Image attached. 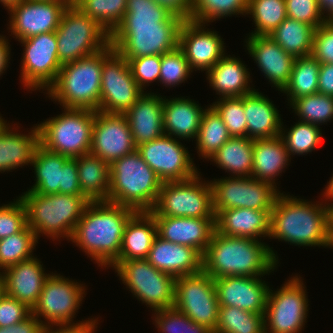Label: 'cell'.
Returning <instances> with one entry per match:
<instances>
[{"instance_id": "1", "label": "cell", "mask_w": 333, "mask_h": 333, "mask_svg": "<svg viewBox=\"0 0 333 333\" xmlns=\"http://www.w3.org/2000/svg\"><path fill=\"white\" fill-rule=\"evenodd\" d=\"M183 22L154 0H127L126 14L110 34V45L127 61L161 56L178 47Z\"/></svg>"}, {"instance_id": "2", "label": "cell", "mask_w": 333, "mask_h": 333, "mask_svg": "<svg viewBox=\"0 0 333 333\" xmlns=\"http://www.w3.org/2000/svg\"><path fill=\"white\" fill-rule=\"evenodd\" d=\"M136 213L107 201H90L76 224L70 241L101 268H109L119 257L124 230Z\"/></svg>"}, {"instance_id": "3", "label": "cell", "mask_w": 333, "mask_h": 333, "mask_svg": "<svg viewBox=\"0 0 333 333\" xmlns=\"http://www.w3.org/2000/svg\"><path fill=\"white\" fill-rule=\"evenodd\" d=\"M321 201L312 202L280 192L270 212L269 239L299 247L322 246L332 249L328 207L322 198Z\"/></svg>"}, {"instance_id": "4", "label": "cell", "mask_w": 333, "mask_h": 333, "mask_svg": "<svg viewBox=\"0 0 333 333\" xmlns=\"http://www.w3.org/2000/svg\"><path fill=\"white\" fill-rule=\"evenodd\" d=\"M279 264L273 248L246 237L222 235L214 231L202 256V270L213 279L226 276L263 277Z\"/></svg>"}, {"instance_id": "5", "label": "cell", "mask_w": 333, "mask_h": 333, "mask_svg": "<svg viewBox=\"0 0 333 333\" xmlns=\"http://www.w3.org/2000/svg\"><path fill=\"white\" fill-rule=\"evenodd\" d=\"M27 211V225L35 233L52 241L71 239L76 224L90 200L85 195L36 194L26 191L19 196ZM60 238V239H59Z\"/></svg>"}, {"instance_id": "6", "label": "cell", "mask_w": 333, "mask_h": 333, "mask_svg": "<svg viewBox=\"0 0 333 333\" xmlns=\"http://www.w3.org/2000/svg\"><path fill=\"white\" fill-rule=\"evenodd\" d=\"M107 202L136 212H150L158 199L162 181L146 164L137 150L110 165Z\"/></svg>"}, {"instance_id": "7", "label": "cell", "mask_w": 333, "mask_h": 333, "mask_svg": "<svg viewBox=\"0 0 333 333\" xmlns=\"http://www.w3.org/2000/svg\"><path fill=\"white\" fill-rule=\"evenodd\" d=\"M103 62L104 49L62 64L55 82L45 93L63 108L98 111Z\"/></svg>"}, {"instance_id": "8", "label": "cell", "mask_w": 333, "mask_h": 333, "mask_svg": "<svg viewBox=\"0 0 333 333\" xmlns=\"http://www.w3.org/2000/svg\"><path fill=\"white\" fill-rule=\"evenodd\" d=\"M61 109L62 114L37 124L40 145L48 151L69 158L90 154L95 111L63 107Z\"/></svg>"}, {"instance_id": "9", "label": "cell", "mask_w": 333, "mask_h": 333, "mask_svg": "<svg viewBox=\"0 0 333 333\" xmlns=\"http://www.w3.org/2000/svg\"><path fill=\"white\" fill-rule=\"evenodd\" d=\"M55 33L61 64L92 55L110 45V34L75 5L65 9Z\"/></svg>"}, {"instance_id": "10", "label": "cell", "mask_w": 333, "mask_h": 333, "mask_svg": "<svg viewBox=\"0 0 333 333\" xmlns=\"http://www.w3.org/2000/svg\"><path fill=\"white\" fill-rule=\"evenodd\" d=\"M197 174L185 181L162 183L153 217H189L215 219L212 187Z\"/></svg>"}, {"instance_id": "11", "label": "cell", "mask_w": 333, "mask_h": 333, "mask_svg": "<svg viewBox=\"0 0 333 333\" xmlns=\"http://www.w3.org/2000/svg\"><path fill=\"white\" fill-rule=\"evenodd\" d=\"M111 267L127 290L152 311L174 306L176 278L156 269L147 259L114 262Z\"/></svg>"}, {"instance_id": "12", "label": "cell", "mask_w": 333, "mask_h": 333, "mask_svg": "<svg viewBox=\"0 0 333 333\" xmlns=\"http://www.w3.org/2000/svg\"><path fill=\"white\" fill-rule=\"evenodd\" d=\"M85 285L70 280L63 275L53 272L46 278L37 304L32 309V314L43 325H78L93 324L97 319L88 318L75 323L73 321L85 294Z\"/></svg>"}, {"instance_id": "13", "label": "cell", "mask_w": 333, "mask_h": 333, "mask_svg": "<svg viewBox=\"0 0 333 333\" xmlns=\"http://www.w3.org/2000/svg\"><path fill=\"white\" fill-rule=\"evenodd\" d=\"M299 275L289 278L277 291L269 288L264 313L265 333H300L308 316L306 286Z\"/></svg>"}, {"instance_id": "14", "label": "cell", "mask_w": 333, "mask_h": 333, "mask_svg": "<svg viewBox=\"0 0 333 333\" xmlns=\"http://www.w3.org/2000/svg\"><path fill=\"white\" fill-rule=\"evenodd\" d=\"M142 93L127 60L111 45L104 48L99 111L124 114Z\"/></svg>"}, {"instance_id": "15", "label": "cell", "mask_w": 333, "mask_h": 333, "mask_svg": "<svg viewBox=\"0 0 333 333\" xmlns=\"http://www.w3.org/2000/svg\"><path fill=\"white\" fill-rule=\"evenodd\" d=\"M213 211L246 208L271 211L281 192L268 182L252 177H222L210 180Z\"/></svg>"}, {"instance_id": "16", "label": "cell", "mask_w": 333, "mask_h": 333, "mask_svg": "<svg viewBox=\"0 0 333 333\" xmlns=\"http://www.w3.org/2000/svg\"><path fill=\"white\" fill-rule=\"evenodd\" d=\"M173 307L215 331L220 306L212 276L201 270L177 277Z\"/></svg>"}, {"instance_id": "17", "label": "cell", "mask_w": 333, "mask_h": 333, "mask_svg": "<svg viewBox=\"0 0 333 333\" xmlns=\"http://www.w3.org/2000/svg\"><path fill=\"white\" fill-rule=\"evenodd\" d=\"M23 49L21 83L29 91L47 90L62 67L58 59L56 33L49 32L19 41Z\"/></svg>"}, {"instance_id": "18", "label": "cell", "mask_w": 333, "mask_h": 333, "mask_svg": "<svg viewBox=\"0 0 333 333\" xmlns=\"http://www.w3.org/2000/svg\"><path fill=\"white\" fill-rule=\"evenodd\" d=\"M186 149L179 139L166 134L136 148L163 183L185 181L201 173Z\"/></svg>"}, {"instance_id": "19", "label": "cell", "mask_w": 333, "mask_h": 333, "mask_svg": "<svg viewBox=\"0 0 333 333\" xmlns=\"http://www.w3.org/2000/svg\"><path fill=\"white\" fill-rule=\"evenodd\" d=\"M35 183L28 191L36 194L84 195L78 178L76 158L53 153L39 145L31 163Z\"/></svg>"}, {"instance_id": "20", "label": "cell", "mask_w": 333, "mask_h": 333, "mask_svg": "<svg viewBox=\"0 0 333 333\" xmlns=\"http://www.w3.org/2000/svg\"><path fill=\"white\" fill-rule=\"evenodd\" d=\"M68 6L62 2L21 0L7 9L9 32L17 41L54 32ZM11 30V31H10ZM15 36V37H14Z\"/></svg>"}, {"instance_id": "21", "label": "cell", "mask_w": 333, "mask_h": 333, "mask_svg": "<svg viewBox=\"0 0 333 333\" xmlns=\"http://www.w3.org/2000/svg\"><path fill=\"white\" fill-rule=\"evenodd\" d=\"M136 148L124 114L95 111L90 154L110 165Z\"/></svg>"}, {"instance_id": "22", "label": "cell", "mask_w": 333, "mask_h": 333, "mask_svg": "<svg viewBox=\"0 0 333 333\" xmlns=\"http://www.w3.org/2000/svg\"><path fill=\"white\" fill-rule=\"evenodd\" d=\"M224 45L217 31L207 29L205 23L185 20L181 25L178 47L192 71L207 73L225 55Z\"/></svg>"}, {"instance_id": "23", "label": "cell", "mask_w": 333, "mask_h": 333, "mask_svg": "<svg viewBox=\"0 0 333 333\" xmlns=\"http://www.w3.org/2000/svg\"><path fill=\"white\" fill-rule=\"evenodd\" d=\"M213 280L219 306H233L264 316L270 286L262 277L226 276Z\"/></svg>"}, {"instance_id": "24", "label": "cell", "mask_w": 333, "mask_h": 333, "mask_svg": "<svg viewBox=\"0 0 333 333\" xmlns=\"http://www.w3.org/2000/svg\"><path fill=\"white\" fill-rule=\"evenodd\" d=\"M248 36L245 47L249 55L272 87L282 92L290 80L295 57L286 53L269 35Z\"/></svg>"}, {"instance_id": "25", "label": "cell", "mask_w": 333, "mask_h": 333, "mask_svg": "<svg viewBox=\"0 0 333 333\" xmlns=\"http://www.w3.org/2000/svg\"><path fill=\"white\" fill-rule=\"evenodd\" d=\"M157 236L195 248L202 256L216 230L215 219L189 217H154Z\"/></svg>"}, {"instance_id": "26", "label": "cell", "mask_w": 333, "mask_h": 333, "mask_svg": "<svg viewBox=\"0 0 333 333\" xmlns=\"http://www.w3.org/2000/svg\"><path fill=\"white\" fill-rule=\"evenodd\" d=\"M39 258L33 256L4 269L1 274L6 294L25 303L30 309L37 304L44 281L50 275Z\"/></svg>"}, {"instance_id": "27", "label": "cell", "mask_w": 333, "mask_h": 333, "mask_svg": "<svg viewBox=\"0 0 333 333\" xmlns=\"http://www.w3.org/2000/svg\"><path fill=\"white\" fill-rule=\"evenodd\" d=\"M163 99L160 94L144 91L135 104L124 113L136 147L165 134Z\"/></svg>"}, {"instance_id": "28", "label": "cell", "mask_w": 333, "mask_h": 333, "mask_svg": "<svg viewBox=\"0 0 333 333\" xmlns=\"http://www.w3.org/2000/svg\"><path fill=\"white\" fill-rule=\"evenodd\" d=\"M147 261L174 278L202 270V255L195 248L172 243L159 236L152 243Z\"/></svg>"}, {"instance_id": "29", "label": "cell", "mask_w": 333, "mask_h": 333, "mask_svg": "<svg viewBox=\"0 0 333 333\" xmlns=\"http://www.w3.org/2000/svg\"><path fill=\"white\" fill-rule=\"evenodd\" d=\"M36 125V126H35ZM28 134L11 126L7 120L0 124V172L8 173L32 163L36 148L40 145L38 125L35 124ZM14 127V128H12ZM19 132V133H18Z\"/></svg>"}, {"instance_id": "30", "label": "cell", "mask_w": 333, "mask_h": 333, "mask_svg": "<svg viewBox=\"0 0 333 333\" xmlns=\"http://www.w3.org/2000/svg\"><path fill=\"white\" fill-rule=\"evenodd\" d=\"M270 212L246 208L214 210L216 231L222 235L262 241V237L269 238L270 235Z\"/></svg>"}, {"instance_id": "31", "label": "cell", "mask_w": 333, "mask_h": 333, "mask_svg": "<svg viewBox=\"0 0 333 333\" xmlns=\"http://www.w3.org/2000/svg\"><path fill=\"white\" fill-rule=\"evenodd\" d=\"M205 108L186 97L163 99V125L166 135L182 141L197 138Z\"/></svg>"}, {"instance_id": "32", "label": "cell", "mask_w": 333, "mask_h": 333, "mask_svg": "<svg viewBox=\"0 0 333 333\" xmlns=\"http://www.w3.org/2000/svg\"><path fill=\"white\" fill-rule=\"evenodd\" d=\"M246 67L240 58L225 54L206 73V78L212 90L220 95L219 98L242 97L256 90L250 87L252 80Z\"/></svg>"}, {"instance_id": "33", "label": "cell", "mask_w": 333, "mask_h": 333, "mask_svg": "<svg viewBox=\"0 0 333 333\" xmlns=\"http://www.w3.org/2000/svg\"><path fill=\"white\" fill-rule=\"evenodd\" d=\"M243 107L248 138L256 140L280 135L283 119L268 96L255 90L243 96Z\"/></svg>"}, {"instance_id": "34", "label": "cell", "mask_w": 333, "mask_h": 333, "mask_svg": "<svg viewBox=\"0 0 333 333\" xmlns=\"http://www.w3.org/2000/svg\"><path fill=\"white\" fill-rule=\"evenodd\" d=\"M289 161L291 162V157L280 135L253 140L252 178L268 182L277 188L275 180L285 171Z\"/></svg>"}, {"instance_id": "35", "label": "cell", "mask_w": 333, "mask_h": 333, "mask_svg": "<svg viewBox=\"0 0 333 333\" xmlns=\"http://www.w3.org/2000/svg\"><path fill=\"white\" fill-rule=\"evenodd\" d=\"M157 236L155 218L150 212H136L127 222L119 257L115 262L147 259Z\"/></svg>"}, {"instance_id": "36", "label": "cell", "mask_w": 333, "mask_h": 333, "mask_svg": "<svg viewBox=\"0 0 333 333\" xmlns=\"http://www.w3.org/2000/svg\"><path fill=\"white\" fill-rule=\"evenodd\" d=\"M81 192L90 201H106L110 187V166L92 154L76 157Z\"/></svg>"}, {"instance_id": "37", "label": "cell", "mask_w": 333, "mask_h": 333, "mask_svg": "<svg viewBox=\"0 0 333 333\" xmlns=\"http://www.w3.org/2000/svg\"><path fill=\"white\" fill-rule=\"evenodd\" d=\"M209 160L225 172H230L232 177H251L253 140L248 137H231Z\"/></svg>"}, {"instance_id": "38", "label": "cell", "mask_w": 333, "mask_h": 333, "mask_svg": "<svg viewBox=\"0 0 333 333\" xmlns=\"http://www.w3.org/2000/svg\"><path fill=\"white\" fill-rule=\"evenodd\" d=\"M314 33L311 25L287 17L269 36L286 53L298 58L311 55Z\"/></svg>"}, {"instance_id": "39", "label": "cell", "mask_w": 333, "mask_h": 333, "mask_svg": "<svg viewBox=\"0 0 333 333\" xmlns=\"http://www.w3.org/2000/svg\"><path fill=\"white\" fill-rule=\"evenodd\" d=\"M320 64L312 55L295 58L290 80L282 91L289 104L297 98L318 93Z\"/></svg>"}, {"instance_id": "40", "label": "cell", "mask_w": 333, "mask_h": 333, "mask_svg": "<svg viewBox=\"0 0 333 333\" xmlns=\"http://www.w3.org/2000/svg\"><path fill=\"white\" fill-rule=\"evenodd\" d=\"M230 138L221 116L211 105L207 106L202 115L197 138L194 140L199 157L209 161V158Z\"/></svg>"}, {"instance_id": "41", "label": "cell", "mask_w": 333, "mask_h": 333, "mask_svg": "<svg viewBox=\"0 0 333 333\" xmlns=\"http://www.w3.org/2000/svg\"><path fill=\"white\" fill-rule=\"evenodd\" d=\"M214 333H265L264 316L233 306H220Z\"/></svg>"}, {"instance_id": "42", "label": "cell", "mask_w": 333, "mask_h": 333, "mask_svg": "<svg viewBox=\"0 0 333 333\" xmlns=\"http://www.w3.org/2000/svg\"><path fill=\"white\" fill-rule=\"evenodd\" d=\"M247 15L255 24L250 35H270L287 18L285 0H248Z\"/></svg>"}, {"instance_id": "43", "label": "cell", "mask_w": 333, "mask_h": 333, "mask_svg": "<svg viewBox=\"0 0 333 333\" xmlns=\"http://www.w3.org/2000/svg\"><path fill=\"white\" fill-rule=\"evenodd\" d=\"M283 124L282 122L280 137L290 157H293V155L310 154L313 150L318 148L323 141L322 130L319 125L298 120V122L288 130L283 127Z\"/></svg>"}, {"instance_id": "44", "label": "cell", "mask_w": 333, "mask_h": 333, "mask_svg": "<svg viewBox=\"0 0 333 333\" xmlns=\"http://www.w3.org/2000/svg\"><path fill=\"white\" fill-rule=\"evenodd\" d=\"M38 240L28 225L18 233L0 239V273L4 269L33 257Z\"/></svg>"}, {"instance_id": "45", "label": "cell", "mask_w": 333, "mask_h": 333, "mask_svg": "<svg viewBox=\"0 0 333 333\" xmlns=\"http://www.w3.org/2000/svg\"><path fill=\"white\" fill-rule=\"evenodd\" d=\"M75 6L111 34L126 14L127 0H78Z\"/></svg>"}, {"instance_id": "46", "label": "cell", "mask_w": 333, "mask_h": 333, "mask_svg": "<svg viewBox=\"0 0 333 333\" xmlns=\"http://www.w3.org/2000/svg\"><path fill=\"white\" fill-rule=\"evenodd\" d=\"M247 9L248 0H192L190 20L208 26V23L224 17L246 16Z\"/></svg>"}, {"instance_id": "47", "label": "cell", "mask_w": 333, "mask_h": 333, "mask_svg": "<svg viewBox=\"0 0 333 333\" xmlns=\"http://www.w3.org/2000/svg\"><path fill=\"white\" fill-rule=\"evenodd\" d=\"M289 106L302 122L320 126L333 120L332 96L315 93L297 98Z\"/></svg>"}, {"instance_id": "48", "label": "cell", "mask_w": 333, "mask_h": 333, "mask_svg": "<svg viewBox=\"0 0 333 333\" xmlns=\"http://www.w3.org/2000/svg\"><path fill=\"white\" fill-rule=\"evenodd\" d=\"M153 324L159 333H214L212 329L198 324L174 307L153 312Z\"/></svg>"}, {"instance_id": "49", "label": "cell", "mask_w": 333, "mask_h": 333, "mask_svg": "<svg viewBox=\"0 0 333 333\" xmlns=\"http://www.w3.org/2000/svg\"><path fill=\"white\" fill-rule=\"evenodd\" d=\"M221 116L231 137H247L243 96L220 98L211 105Z\"/></svg>"}, {"instance_id": "50", "label": "cell", "mask_w": 333, "mask_h": 333, "mask_svg": "<svg viewBox=\"0 0 333 333\" xmlns=\"http://www.w3.org/2000/svg\"><path fill=\"white\" fill-rule=\"evenodd\" d=\"M193 71L185 58L183 51L176 49L161 55V69L159 83L165 87H174L185 83Z\"/></svg>"}, {"instance_id": "51", "label": "cell", "mask_w": 333, "mask_h": 333, "mask_svg": "<svg viewBox=\"0 0 333 333\" xmlns=\"http://www.w3.org/2000/svg\"><path fill=\"white\" fill-rule=\"evenodd\" d=\"M27 226V211L20 197L0 206V239L21 232Z\"/></svg>"}, {"instance_id": "52", "label": "cell", "mask_w": 333, "mask_h": 333, "mask_svg": "<svg viewBox=\"0 0 333 333\" xmlns=\"http://www.w3.org/2000/svg\"><path fill=\"white\" fill-rule=\"evenodd\" d=\"M132 76L137 85L144 92L151 82H159L161 69V56L152 55L129 59L128 61Z\"/></svg>"}, {"instance_id": "53", "label": "cell", "mask_w": 333, "mask_h": 333, "mask_svg": "<svg viewBox=\"0 0 333 333\" xmlns=\"http://www.w3.org/2000/svg\"><path fill=\"white\" fill-rule=\"evenodd\" d=\"M287 17L318 28L327 20L322 15L318 0H285Z\"/></svg>"}, {"instance_id": "54", "label": "cell", "mask_w": 333, "mask_h": 333, "mask_svg": "<svg viewBox=\"0 0 333 333\" xmlns=\"http://www.w3.org/2000/svg\"><path fill=\"white\" fill-rule=\"evenodd\" d=\"M311 55L319 63L333 64V21H326L315 29Z\"/></svg>"}, {"instance_id": "55", "label": "cell", "mask_w": 333, "mask_h": 333, "mask_svg": "<svg viewBox=\"0 0 333 333\" xmlns=\"http://www.w3.org/2000/svg\"><path fill=\"white\" fill-rule=\"evenodd\" d=\"M31 313L32 309L25 303L19 302L7 294L0 300V326L2 327L17 324Z\"/></svg>"}, {"instance_id": "56", "label": "cell", "mask_w": 333, "mask_h": 333, "mask_svg": "<svg viewBox=\"0 0 333 333\" xmlns=\"http://www.w3.org/2000/svg\"><path fill=\"white\" fill-rule=\"evenodd\" d=\"M43 323L32 313L17 324L7 327L0 326V333H41Z\"/></svg>"}, {"instance_id": "57", "label": "cell", "mask_w": 333, "mask_h": 333, "mask_svg": "<svg viewBox=\"0 0 333 333\" xmlns=\"http://www.w3.org/2000/svg\"><path fill=\"white\" fill-rule=\"evenodd\" d=\"M169 13L182 20H190L192 0H154Z\"/></svg>"}, {"instance_id": "58", "label": "cell", "mask_w": 333, "mask_h": 333, "mask_svg": "<svg viewBox=\"0 0 333 333\" xmlns=\"http://www.w3.org/2000/svg\"><path fill=\"white\" fill-rule=\"evenodd\" d=\"M98 321L97 317V320L93 324L54 325V327L53 325H44L41 333H95L99 324Z\"/></svg>"}, {"instance_id": "59", "label": "cell", "mask_w": 333, "mask_h": 333, "mask_svg": "<svg viewBox=\"0 0 333 333\" xmlns=\"http://www.w3.org/2000/svg\"><path fill=\"white\" fill-rule=\"evenodd\" d=\"M318 93L333 97V64H320Z\"/></svg>"}, {"instance_id": "60", "label": "cell", "mask_w": 333, "mask_h": 333, "mask_svg": "<svg viewBox=\"0 0 333 333\" xmlns=\"http://www.w3.org/2000/svg\"><path fill=\"white\" fill-rule=\"evenodd\" d=\"M8 41L9 38L7 39L6 36H0V76H2L4 71L6 72L7 67H9L8 63L10 64L11 47Z\"/></svg>"}, {"instance_id": "61", "label": "cell", "mask_w": 333, "mask_h": 333, "mask_svg": "<svg viewBox=\"0 0 333 333\" xmlns=\"http://www.w3.org/2000/svg\"><path fill=\"white\" fill-rule=\"evenodd\" d=\"M318 5L326 20L333 21V0H318Z\"/></svg>"}, {"instance_id": "62", "label": "cell", "mask_w": 333, "mask_h": 333, "mask_svg": "<svg viewBox=\"0 0 333 333\" xmlns=\"http://www.w3.org/2000/svg\"><path fill=\"white\" fill-rule=\"evenodd\" d=\"M323 190L325 192L321 195H323L322 197H324L325 203H328L329 201L333 202V174L332 177H330V181L327 182V185Z\"/></svg>"}, {"instance_id": "63", "label": "cell", "mask_w": 333, "mask_h": 333, "mask_svg": "<svg viewBox=\"0 0 333 333\" xmlns=\"http://www.w3.org/2000/svg\"><path fill=\"white\" fill-rule=\"evenodd\" d=\"M328 207L329 237L333 246V202L326 203Z\"/></svg>"}, {"instance_id": "64", "label": "cell", "mask_w": 333, "mask_h": 333, "mask_svg": "<svg viewBox=\"0 0 333 333\" xmlns=\"http://www.w3.org/2000/svg\"><path fill=\"white\" fill-rule=\"evenodd\" d=\"M21 0H0V3L4 6V8L8 9L12 5L18 4Z\"/></svg>"}, {"instance_id": "65", "label": "cell", "mask_w": 333, "mask_h": 333, "mask_svg": "<svg viewBox=\"0 0 333 333\" xmlns=\"http://www.w3.org/2000/svg\"><path fill=\"white\" fill-rule=\"evenodd\" d=\"M6 295L5 282L2 274L0 273V300Z\"/></svg>"}, {"instance_id": "66", "label": "cell", "mask_w": 333, "mask_h": 333, "mask_svg": "<svg viewBox=\"0 0 333 333\" xmlns=\"http://www.w3.org/2000/svg\"><path fill=\"white\" fill-rule=\"evenodd\" d=\"M34 1H45V2H62L67 6L75 5L73 0H34Z\"/></svg>"}, {"instance_id": "67", "label": "cell", "mask_w": 333, "mask_h": 333, "mask_svg": "<svg viewBox=\"0 0 333 333\" xmlns=\"http://www.w3.org/2000/svg\"><path fill=\"white\" fill-rule=\"evenodd\" d=\"M1 115V114H0ZM4 121V119L2 118V116H0V124Z\"/></svg>"}]
</instances>
